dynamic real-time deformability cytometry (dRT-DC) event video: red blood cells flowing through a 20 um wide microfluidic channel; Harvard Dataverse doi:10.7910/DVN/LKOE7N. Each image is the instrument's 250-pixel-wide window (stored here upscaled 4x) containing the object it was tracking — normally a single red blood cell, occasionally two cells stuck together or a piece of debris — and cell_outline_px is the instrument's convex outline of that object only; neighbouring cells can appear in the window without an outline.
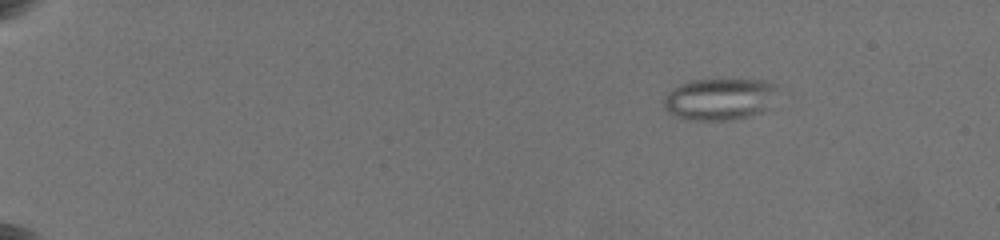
{"species": "common noctule bat (a hibernating species)", "species_latin": "Nyctalus noctula", "temperature_condition": "warm", "stored_images_in_passage": 31, "camera_frame_rate_fps": 3000, "um_per_image_px": 0.085, "animal": {"sex": "female", "body_mass_g": 19.5, "forearm_length_mm": 54.1}, "frame": {"image": 1, "passage_image": 8, "time_ms": 3.0, "image_size_px": [1000, 240], "cell_outline_px": [[776, 88], [768, 108], [760, 112], [748, 116], [728, 120], [692, 120], [672, 116], [664, 108], [664, 96], [672, 88], [688, 80], [768, 80], [776, 84]], "centroid_in_image_um": [61.11, 8.42], "position_along_channel_um": 23.9, "area_um2": 27.69}}
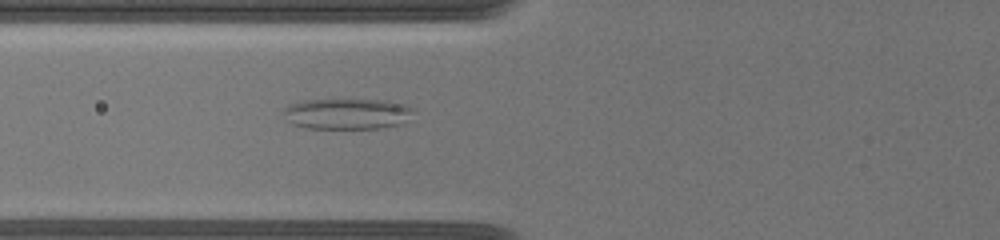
{"frame": {"image": 2, "passage_image": 21, "time_ms": 9.0, "image_size_px": [1000, 240], "cell_outline_px": [[416, 108], [400, 124], [380, 128], [308, 128], [292, 124], [288, 120], [284, 112], [284, 108], [288, 104], [304, 100], [388, 100], [404, 104]], "centroid_in_image_um": [29.5, 9.66], "position_along_channel_um": 96.3, "area_um2": 23.12}}
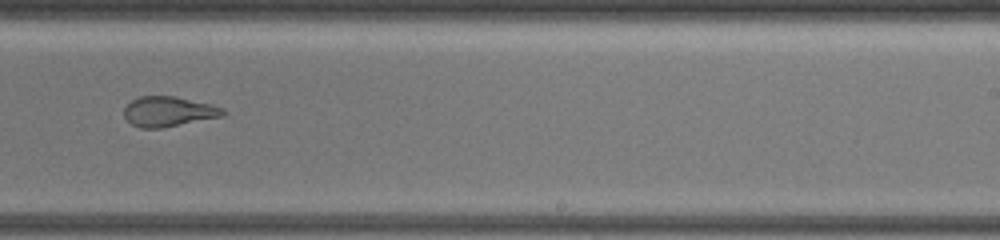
{"frame": {"image": 3, "passage_image": 30, "time_ms": 14.0, "image_size_px": [1000, 240], "cell_outline_px": [[228, 112], [220, 116], [164, 128], [140, 128], [132, 124], [124, 116], [124, 108], [132, 100], [140, 96], [172, 96], [212, 104], [224, 108]], "centroid_in_image_um": [14.32, 9.48], "position_along_channel_um": 274.7, "area_um2": 17.22}}